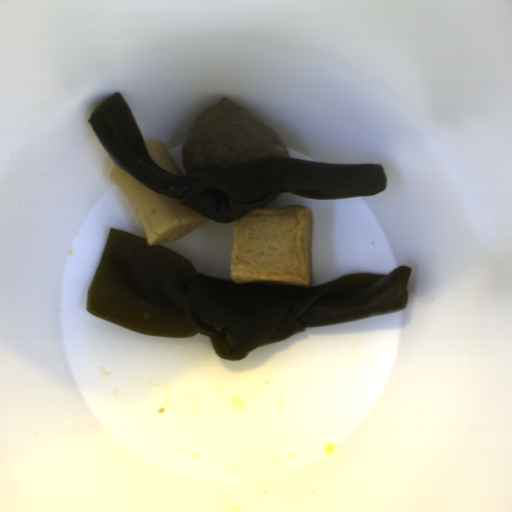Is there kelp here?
Wrapping results in <instances>:
<instances>
[{
    "instance_id": "2",
    "label": "kelp",
    "mask_w": 512,
    "mask_h": 512,
    "mask_svg": "<svg viewBox=\"0 0 512 512\" xmlns=\"http://www.w3.org/2000/svg\"><path fill=\"white\" fill-rule=\"evenodd\" d=\"M87 122L116 165L133 179L217 223L237 222L283 193L325 200L379 194L387 186L381 164H324L289 157L172 175L152 159L119 92L98 103Z\"/></svg>"
},
{
    "instance_id": "1",
    "label": "kelp",
    "mask_w": 512,
    "mask_h": 512,
    "mask_svg": "<svg viewBox=\"0 0 512 512\" xmlns=\"http://www.w3.org/2000/svg\"><path fill=\"white\" fill-rule=\"evenodd\" d=\"M412 270L346 274L311 286L234 283L204 276L174 250L113 227L86 292L87 311L143 335H207L217 355L237 361L306 327L400 312Z\"/></svg>"
}]
</instances>
